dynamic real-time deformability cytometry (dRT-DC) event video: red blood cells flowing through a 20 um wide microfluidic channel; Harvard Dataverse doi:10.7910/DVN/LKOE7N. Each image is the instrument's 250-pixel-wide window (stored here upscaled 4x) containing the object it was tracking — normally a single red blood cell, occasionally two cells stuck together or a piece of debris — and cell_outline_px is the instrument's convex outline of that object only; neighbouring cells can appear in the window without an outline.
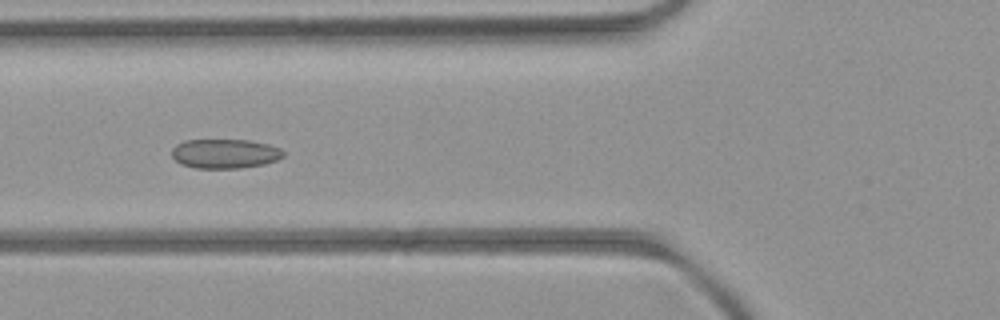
{"species": "common noctule bat (a hibernating species)", "species_latin": "Nyctalus noctula", "temperature_condition": "room temperature", "stored_images_in_passage": 8, "camera_frame_rate_fps": 3000, "um_per_image_px": 0.085, "animal": {"sex": "female", "body_mass_g": 21.9}, "frame": {"image": 1, "passage_image": 4, "time_ms": 3.333, "image_size_px": [1000, 320], "cell_outline_px": [[284, 156], [276, 160], [264, 164], [240, 168], [196, 168], [180, 164], [172, 156], [172, 148], [176, 144], [184, 140], [248, 140], [268, 144], [280, 148], [284, 152]], "centroid_in_image_um": [19.1, 13.06], "position_along_channel_um": 106.7, "area_um2": 19.13}}
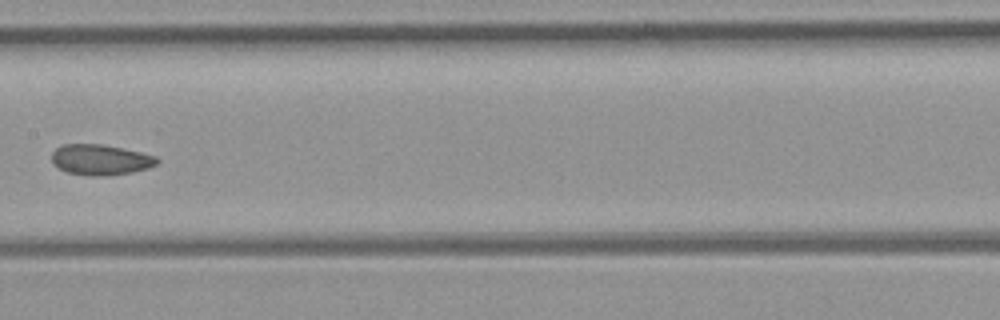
{"frame": {"image": 2, "passage_image": 6, "time_ms": 5.667, "image_size_px": [1000, 320], "cell_outline_px": [[160, 160], [156, 164], [148, 168], [132, 172], [108, 176], [88, 176], [68, 172], [52, 164], [52, 152], [56, 148], [64, 144], [100, 144], [140, 152], [156, 156]], "centroid_in_image_um": [8.53, 13.58], "position_along_channel_um": 198.9, "area_um2": 18.73}}
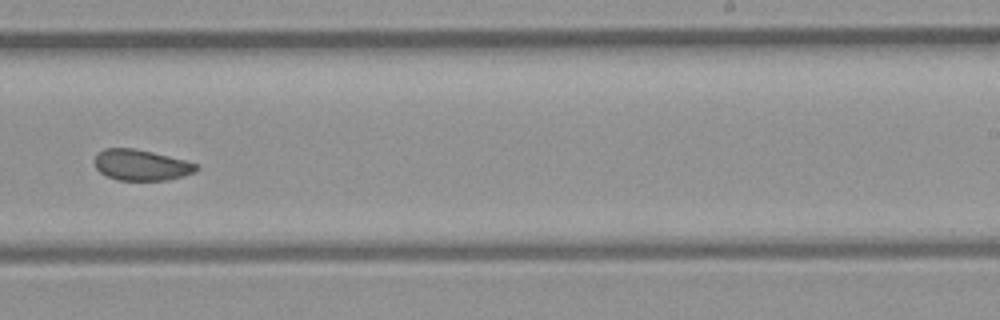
{"frame": {"image": 3, "passage_image": 8, "time_ms": 7.667, "image_size_px": [1000, 320], "cell_outline_px": [[200, 168], [196, 172], [168, 180], [116, 180], [100, 172], [96, 168], [92, 160], [96, 152], [104, 148], [132, 148], [152, 152], [200, 164]], "centroid_in_image_um": [11.98, 14.02], "position_along_channel_um": 277.0, "area_um2": 18.55}}